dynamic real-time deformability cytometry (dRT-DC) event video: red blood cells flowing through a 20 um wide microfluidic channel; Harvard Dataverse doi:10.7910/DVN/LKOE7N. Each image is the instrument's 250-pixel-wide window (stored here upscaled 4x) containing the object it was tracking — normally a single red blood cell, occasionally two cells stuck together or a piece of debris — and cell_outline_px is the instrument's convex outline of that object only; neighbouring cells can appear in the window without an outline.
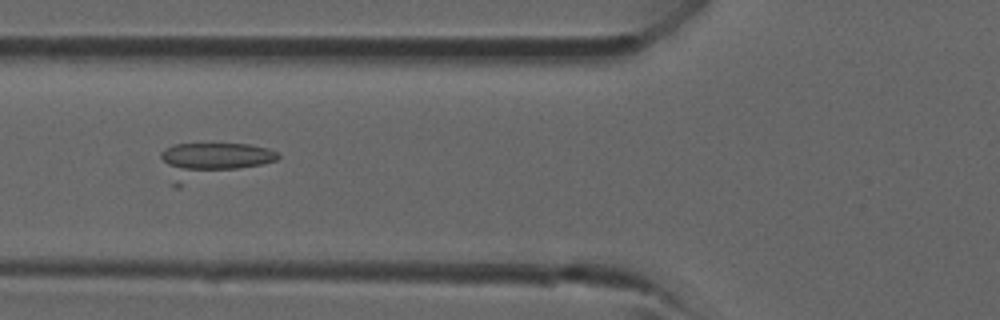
{"species": "common noctule bat (a hibernating species)", "species_latin": "Nyctalus noctula", "temperature_condition": "room temperature", "stored_images_in_passage": 31, "camera_frame_rate_fps": 3000, "um_per_image_px": 0.085, "animal": {"sex": "male", "forearm_length_mm": 52.5}, "frame": {"image": 1, "passage_image": 6, "time_ms": 1.667, "image_size_px": [1000, 320], "cell_outline_px": [[280, 156], [276, 160], [180, 188], [176, 188], [172, 184], [160, 156], [160, 152], [164, 148], [172, 144], [248, 144], [268, 148], [276, 152]], "centroid_in_image_um": [17.93, 13.68], "position_along_channel_um": 107.9, "area_um2": 24.74}}
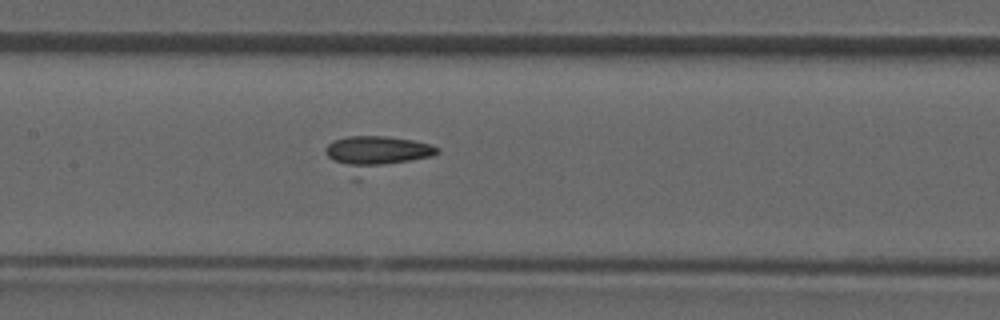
{"frame": {"image": 2, "passage_image": 10, "time_ms": 3.0, "image_size_px": [1000, 320], "cell_outline_px": [[440, 152], [432, 156], [360, 180], [352, 180], [324, 152], [324, 148], [328, 144], [336, 140], [348, 136], [388, 136], [412, 140], [432, 144], [440, 148]], "centroid_in_image_um": [31.97, 13.11], "position_along_channel_um": 175.4, "area_um2": 23.7}}
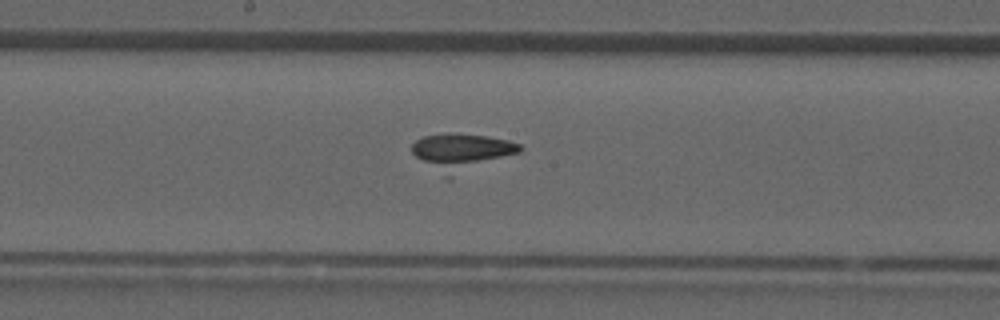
{"frame": {"image": 3, "passage_image": 12, "time_ms": 3.667, "image_size_px": [1000, 320], "cell_outline_px": [[524, 148], [520, 152], [448, 180], [416, 156], [412, 152], [412, 144], [416, 140], [424, 136], [448, 132], [488, 136], [508, 140], [520, 144]], "centroid_in_image_um": [39.26, 12.93], "position_along_channel_um": 208.9, "area_um2": 23.47}}